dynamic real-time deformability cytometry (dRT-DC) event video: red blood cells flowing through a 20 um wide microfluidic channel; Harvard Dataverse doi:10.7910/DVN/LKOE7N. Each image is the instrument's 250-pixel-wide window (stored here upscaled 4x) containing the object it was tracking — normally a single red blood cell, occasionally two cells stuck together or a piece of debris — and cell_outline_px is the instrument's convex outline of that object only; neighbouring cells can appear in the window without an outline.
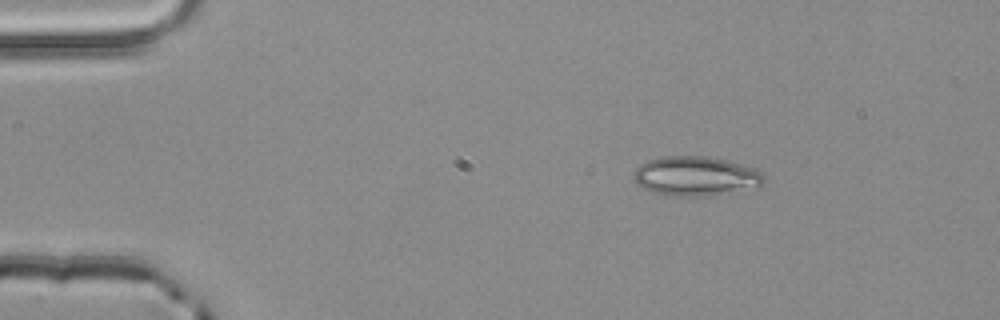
{"species": "common noctule bat (a hibernating species)", "species_latin": "Nyctalus noctula", "temperature_condition": "room temperature", "stored_images_in_passage": 2, "camera_frame_rate_fps": 3000, "um_per_image_px": 0.085, "animal": {"sex": "male", "body_mass_g": 20.4}, "frame": {"image": 1, "passage_image": 1, "time_ms": 0.0, "image_size_px": [1000, 320], "cell_outline_px": [[764, 184], [736, 192], [704, 196], [676, 196], [652, 192], [636, 184], [632, 176], [636, 168], [640, 164], [648, 160], [660, 156], [704, 156], [728, 160], [752, 168], [760, 172], [764, 176]], "centroid_in_image_um": [59.1, 14.97], "position_along_channel_um": 25.9, "area_um2": 30.0}}